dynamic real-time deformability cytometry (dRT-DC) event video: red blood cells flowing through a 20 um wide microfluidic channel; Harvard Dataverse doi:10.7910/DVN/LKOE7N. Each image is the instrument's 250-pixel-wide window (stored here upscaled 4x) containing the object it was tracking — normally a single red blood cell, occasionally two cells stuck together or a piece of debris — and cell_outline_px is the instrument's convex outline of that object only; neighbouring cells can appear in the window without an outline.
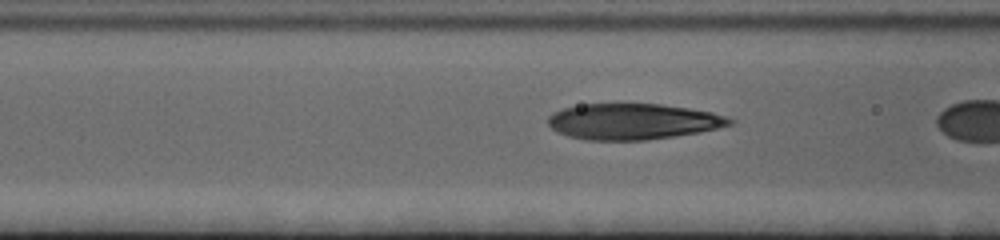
{"species": "human", "species_latin": "Homo sapiens", "temperature_condition": "cold", "stored_images_in_passage": 19, "camera_frame_rate_fps": 3000, "um_per_image_px": 0.085, "donor": {"sex": "female"}, "frame": {"image": 1, "passage_image": 18, "time_ms": 5.667, "image_size_px": [1000, 240], "cell_outline_px": [[736, 120], [732, 124], [700, 132], [644, 140], [588, 140], [568, 136], [556, 132], [548, 124], [548, 116], [552, 112], [564, 108], [580, 104], [660, 104], [688, 108], [712, 112], [728, 116]], "centroid_in_image_um": [53.79, 10.32], "position_along_channel_um": 112.8, "area_um2": 38.03}}